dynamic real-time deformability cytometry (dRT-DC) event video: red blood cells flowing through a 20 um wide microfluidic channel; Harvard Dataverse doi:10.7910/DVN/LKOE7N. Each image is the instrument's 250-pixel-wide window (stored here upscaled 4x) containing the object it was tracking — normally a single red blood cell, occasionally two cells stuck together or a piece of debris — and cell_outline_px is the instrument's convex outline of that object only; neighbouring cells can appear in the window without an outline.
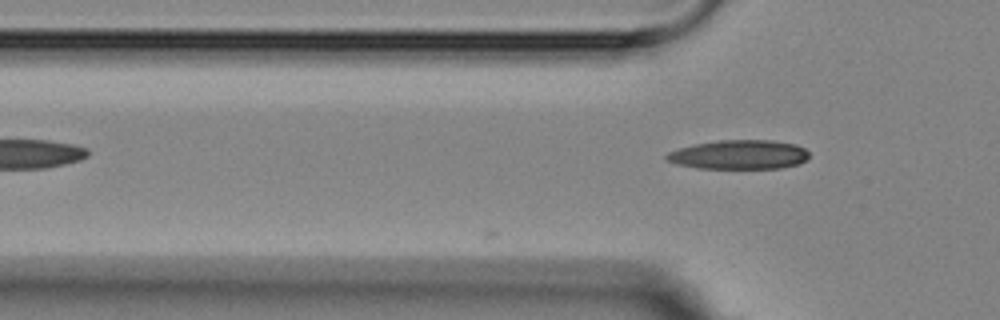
{"species": "Egyptian fruit bat (a non-hibernating species)", "species_latin": "Rousettus aegyptiacus", "temperature_condition": "room temperature", "stored_images_in_passage": 9, "camera_frame_rate_fps": 3000, "um_per_image_px": 0.085, "animal": {"sex": "female"}, "frame": {"image": 1, "passage_image": 3, "time_ms": 2.0, "image_size_px": [1000, 320], "cell_outline_px": [[808, 156], [800, 164], [780, 168], [696, 168], [676, 164], [668, 160], [664, 156], [668, 152], [692, 144], [720, 140], [772, 140], [796, 144], [804, 148], [808, 152]], "centroid_in_image_um": [62.81, 13.14], "position_along_channel_um": 63.0, "area_um2": 24.28}}
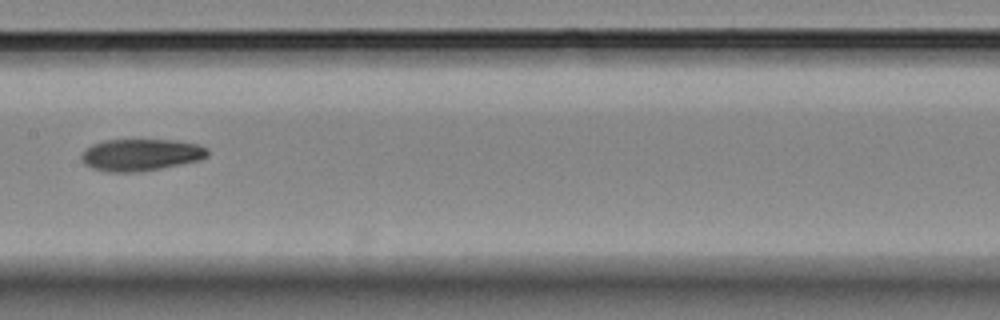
{"frame": {"image": 2, "passage_image": 6, "time_ms": 5.667, "image_size_px": [1000, 320], "cell_outline_px": [[208, 156], [200, 160], [160, 168], [136, 172], [108, 172], [92, 168], [84, 164], [80, 160], [80, 156], [92, 144], [104, 140], [176, 140], [196, 144], [208, 148]], "centroid_in_image_um": [11.96, 13.16], "position_along_channel_um": 195.4, "area_um2": 23.41}}
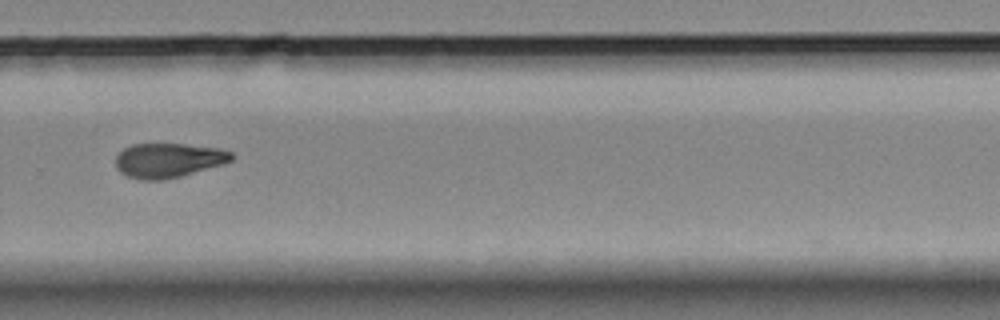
{"frame": {"image": 3, "passage_image": 9, "time_ms": 9.0, "image_size_px": [1000, 320], "cell_outline_px": [[232, 160], [224, 164], [180, 176], [160, 180], [144, 180], [128, 176], [120, 172], [116, 168], [116, 156], [124, 148], [132, 144], [184, 144], [220, 148], [232, 152]], "centroid_in_image_um": [14.31, 13.62], "position_along_channel_um": 315.5, "area_um2": 23.18}}